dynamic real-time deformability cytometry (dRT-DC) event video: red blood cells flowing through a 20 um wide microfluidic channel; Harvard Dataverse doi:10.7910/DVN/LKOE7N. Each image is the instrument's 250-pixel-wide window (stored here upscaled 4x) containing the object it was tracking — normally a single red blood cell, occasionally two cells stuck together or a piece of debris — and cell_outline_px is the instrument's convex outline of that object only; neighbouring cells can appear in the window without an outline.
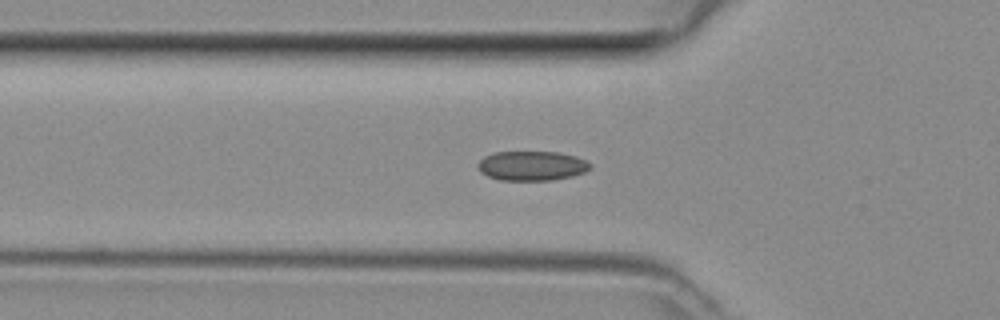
{"species": "common noctule bat (a hibernating species)", "species_latin": "Nyctalus noctula", "temperature_condition": "room temperature", "stored_images_in_passage": 34, "camera_frame_rate_fps": 3000, "um_per_image_px": 0.085, "animal": {"sex": "female", "body_mass_g": 29.2, "forearm_length_mm": 56.3}, "frame": {"image": 1, "passage_image": 5, "time_ms": 1.333, "image_size_px": [1000, 320], "cell_outline_px": [[592, 168], [584, 172], [572, 176], [552, 180], [500, 180], [488, 176], [480, 172], [476, 164], [484, 156], [496, 152], [560, 152], [576, 156], [592, 164]], "centroid_in_image_um": [45.21, 14.09], "position_along_channel_um": 80.6, "area_um2": 19.42}}
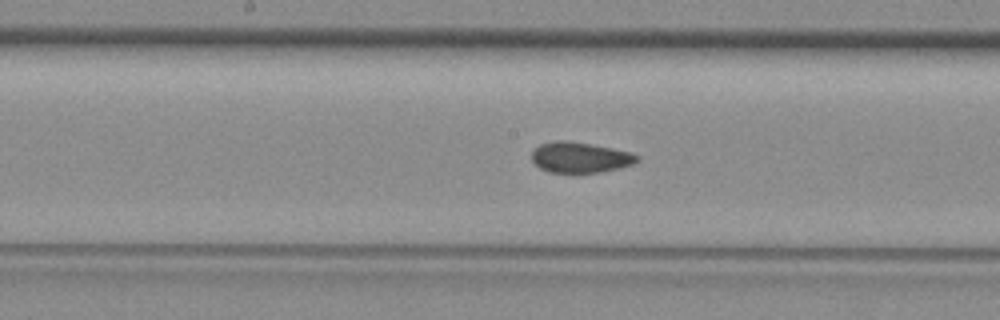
{"frame": {"image": 2, "passage_image": 13, "time_ms": 4.0, "image_size_px": [1000, 320], "cell_outline_px": [[640, 160], [636, 164], [620, 168], [600, 172], [548, 172], [540, 168], [532, 160], [532, 148], [540, 144], [556, 140], [564, 140], [612, 148], [632, 152], [640, 156]], "centroid_in_image_um": [49.34, 13.38], "position_along_channel_um": 198.9, "area_um2": 18.9}}
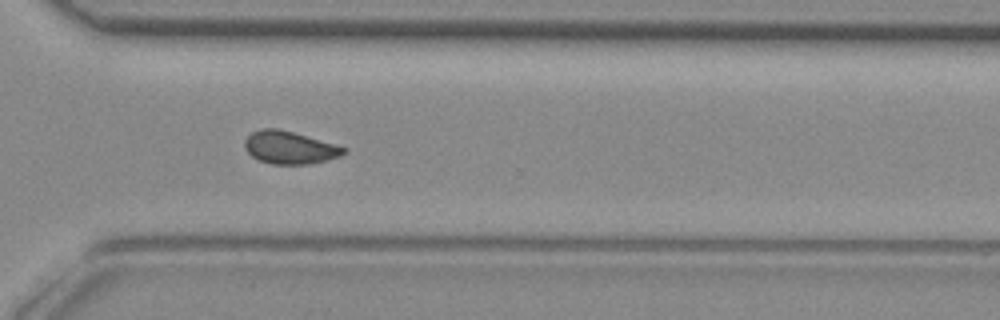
{"frame": {"image": 3, "passage_image": 23, "time_ms": 7.333, "image_size_px": [1000, 320], "cell_outline_px": [[348, 152], [340, 156], [328, 160], [308, 164], [272, 164], [260, 160], [252, 156], [244, 148], [244, 140], [252, 132], [260, 128], [276, 128], [292, 132], [348, 148]], "centroid_in_image_um": [24.62, 12.54], "position_along_channel_um": 346.0, "area_um2": 18.79}}